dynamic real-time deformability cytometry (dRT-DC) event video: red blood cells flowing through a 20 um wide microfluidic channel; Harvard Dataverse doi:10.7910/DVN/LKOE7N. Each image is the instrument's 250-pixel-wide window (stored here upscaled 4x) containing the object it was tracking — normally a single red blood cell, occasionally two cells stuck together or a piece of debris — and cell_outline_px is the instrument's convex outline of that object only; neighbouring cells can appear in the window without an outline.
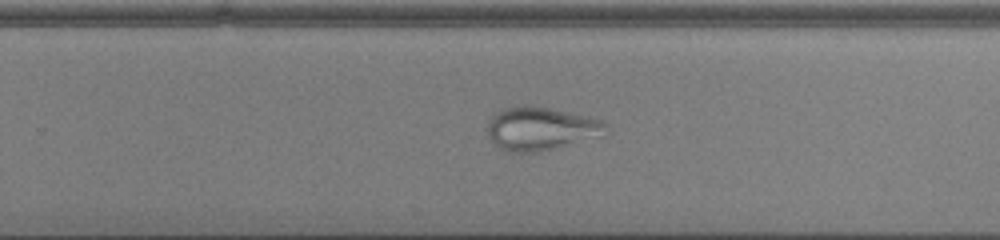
{"species": "common noctule bat (a hibernating species)", "species_latin": "Nyctalus noctula", "temperature_condition": "cold", "stored_images_in_passage": 53, "camera_frame_rate_fps": 3000, "um_per_image_px": 0.085, "animal": {"sex": "male", "body_mass_g": 13.0, "forearm_length_mm": 53.1}, "frame": {"image": 1, "passage_image": 36, "time_ms": 11.667, "image_size_px": [1000, 240], "cell_outline_px": [[608, 124], [600, 136], [556, 148], [536, 152], [504, 152], [488, 136], [488, 120], [496, 112], [504, 108], [524, 104], [528, 104], [568, 112], [604, 120]], "centroid_in_image_um": [45.93, 10.92], "position_along_channel_um": 283.9, "area_um2": 29.82}}
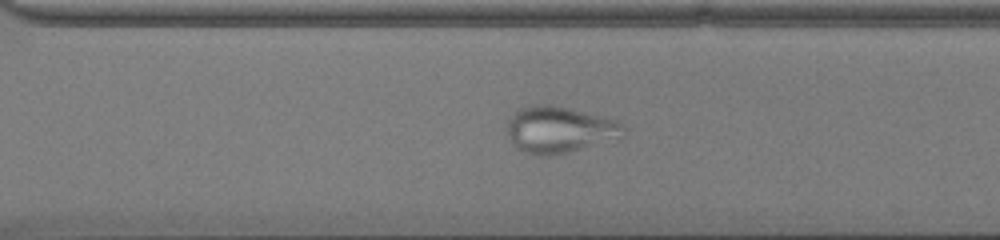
{"frame": {"image": 2, "passage_image": 39, "time_ms": 12.667, "image_size_px": [1000, 240], "cell_outline_px": [[628, 128], [624, 136], [620, 140], [548, 156], [536, 156], [524, 152], [516, 148], [508, 136], [504, 128], [508, 120], [516, 108], [532, 104], [548, 104], [568, 108], [604, 116], [620, 120]], "centroid_in_image_um": [47.59, 11.01], "position_along_channel_um": 323.0, "area_um2": 32.66}}
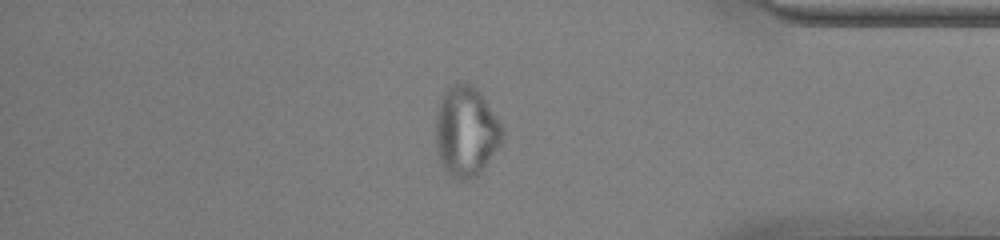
{"frame": {"image": 3, "passage_image": 46, "time_ms": 15.0, "image_size_px": [1000, 240], "cell_outline_px": [[504, 132], [500, 144], [484, 168], [476, 176], [468, 180], [460, 180], [452, 176], [444, 168], [440, 160], [436, 144], [436, 116], [440, 100], [444, 92], [452, 84], [472, 84], [480, 92], [500, 124]], "centroid_in_image_um": [39.61, 11.18], "position_along_channel_um": 395.6, "area_um2": 34.51}}